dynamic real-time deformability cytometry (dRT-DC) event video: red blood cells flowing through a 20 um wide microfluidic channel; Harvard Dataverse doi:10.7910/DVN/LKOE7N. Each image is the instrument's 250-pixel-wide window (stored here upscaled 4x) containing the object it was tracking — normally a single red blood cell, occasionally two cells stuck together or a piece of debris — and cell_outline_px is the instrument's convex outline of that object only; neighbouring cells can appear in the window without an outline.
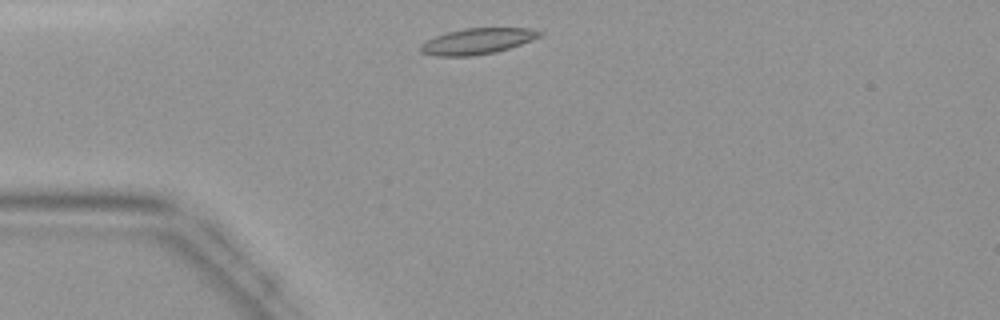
{"species": "common noctule bat (a hibernating species)", "species_latin": "Nyctalus noctula", "temperature_condition": "warm", "stored_images_in_passage": 35, "camera_frame_rate_fps": 3000, "um_per_image_px": 0.085, "animal": {"sex": "female", "body_mass_g": 19.9}, "frame": {"image": 1, "passage_image": 2, "time_ms": 0.333, "image_size_px": [1000, 320], "cell_outline_px": [[544, 32], [540, 36], [532, 40], [496, 52], [472, 56], [432, 56], [420, 52], [420, 44], [424, 40], [448, 32], [464, 28], [528, 28]], "centroid_in_image_um": [40.52, 3.51], "position_along_channel_um": 44.5, "area_um2": 18.03}}
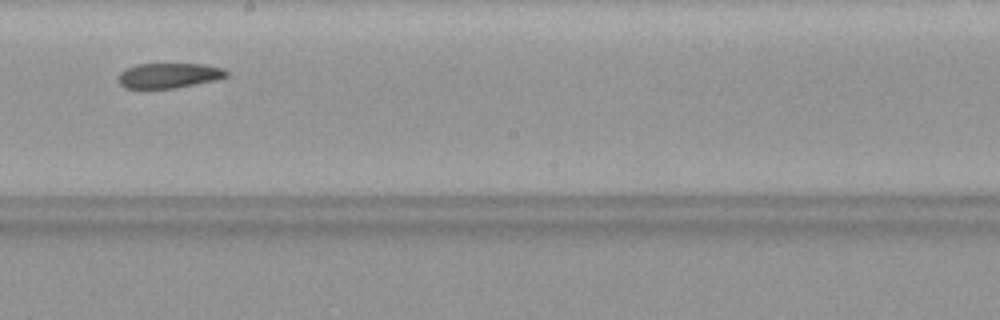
{"frame": {"image": 2, "passage_image": 16, "time_ms": 5.0, "image_size_px": [1000, 320], "cell_outline_px": [[228, 76], [216, 80], [176, 88], [124, 88], [120, 84], [120, 72], [136, 64], [204, 64], [224, 68], [228, 72]], "centroid_in_image_um": [14.41, 6.41], "position_along_channel_um": 233.8, "area_um2": 15.72}}
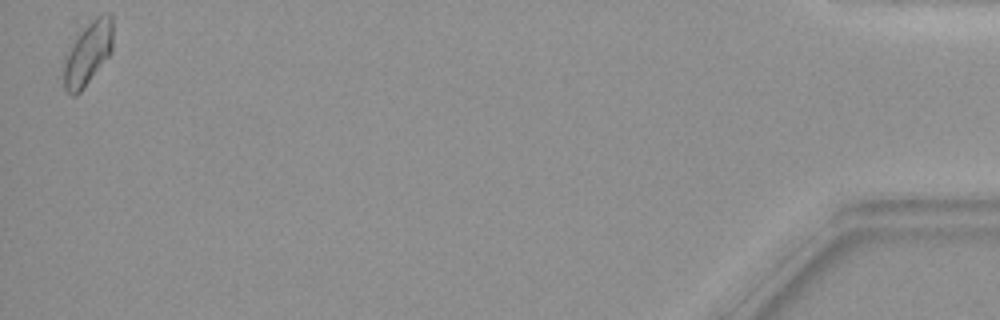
{"frame": {"image": 3, "passage_image": 35, "time_ms": 11.333, "image_size_px": [1000, 320], "cell_outline_px": [[112, 48], [108, 56], [80, 92], [76, 96], [72, 96], [64, 88], [64, 68], [72, 44], [80, 32], [96, 16], [104, 12], [108, 12], [112, 16]], "centroid_in_image_um": [7.5, 4.52], "position_along_channel_um": 427.7, "area_um2": 17.51}}